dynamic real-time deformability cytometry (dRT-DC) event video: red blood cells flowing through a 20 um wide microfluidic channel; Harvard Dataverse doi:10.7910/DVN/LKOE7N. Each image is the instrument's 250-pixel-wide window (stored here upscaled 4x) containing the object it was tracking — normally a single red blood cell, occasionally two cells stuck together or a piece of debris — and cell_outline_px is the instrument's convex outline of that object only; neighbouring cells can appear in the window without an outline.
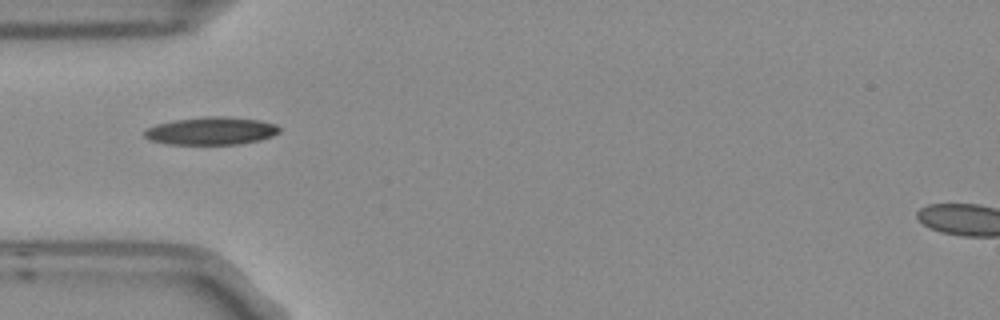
{"species": "Egyptian fruit bat (a non-hibernating species)", "species_latin": "Rousettus aegyptiacus", "temperature_condition": "room temperature", "stored_images_in_passage": 3, "camera_frame_rate_fps": 3000, "um_per_image_px": 0.085, "frame": {"image": 1, "passage_image": 1, "time_ms": 0.0, "image_size_px": [1000, 320], "cell_outline_px": [[280, 132], [272, 136], [260, 140], [240, 144], [168, 144], [152, 140], [144, 136], [144, 132], [148, 128], [156, 124], [176, 120], [204, 116], [224, 116], [260, 120], [276, 124], [280, 128]], "centroid_in_image_um": [17.99, 11.12], "position_along_channel_um": 67.0, "area_um2": 21.79}}
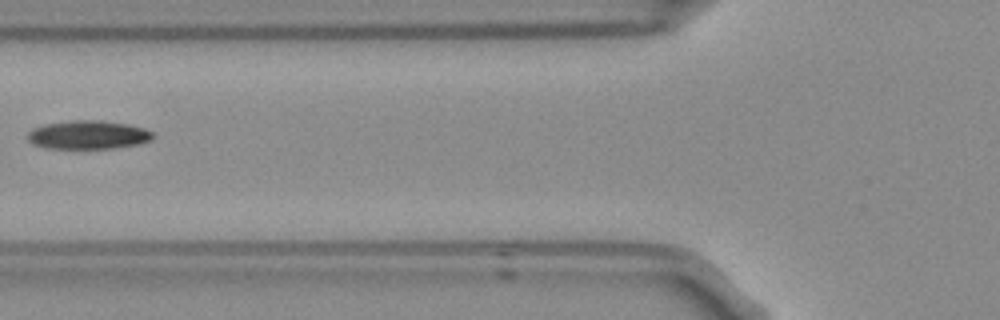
{"frame": {"image": 2, "passage_image": 2, "time_ms": 0.333, "image_size_px": [1000, 320], "cell_outline_px": [[156, 136], [152, 140], [136, 144], [112, 148], [44, 148], [32, 144], [28, 140], [28, 132], [32, 128], [44, 124], [72, 120], [100, 120], [128, 124], [144, 128], [152, 132]], "centroid_in_image_um": [7.48, 11.45], "position_along_channel_um": 118.3, "area_um2": 20.92}}